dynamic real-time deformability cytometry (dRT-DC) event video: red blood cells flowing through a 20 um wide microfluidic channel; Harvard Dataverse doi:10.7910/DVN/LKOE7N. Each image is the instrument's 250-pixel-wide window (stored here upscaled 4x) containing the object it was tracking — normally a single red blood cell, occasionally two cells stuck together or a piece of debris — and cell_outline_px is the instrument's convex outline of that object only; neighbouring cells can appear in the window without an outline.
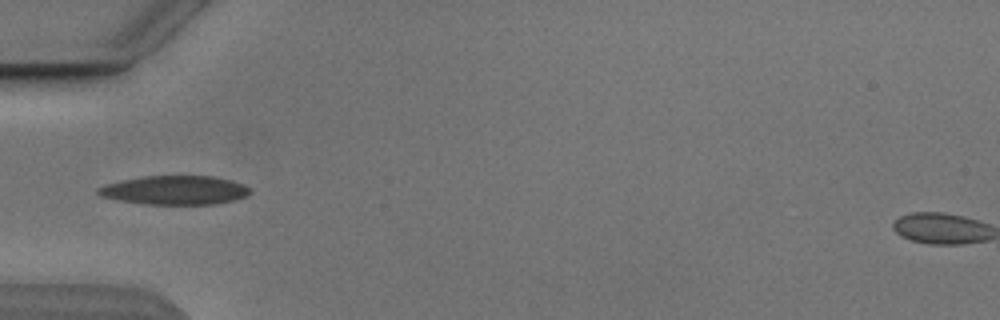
{"species": "Egyptian fruit bat (a non-hibernating species)", "species_latin": "Rousettus aegyptiacus", "temperature_condition": "cold", "stored_images_in_passage": 8, "camera_frame_rate_fps": 3000, "um_per_image_px": 0.085, "animal": {"sex": "male"}, "frame": {"image": 1, "passage_image": 5, "time_ms": 4.667, "image_size_px": [1000, 320], "cell_outline_px": [[252, 192], [248, 196], [216, 204], [144, 204], [120, 200], [100, 196], [96, 192], [96, 188], [104, 184], [144, 176], [212, 176], [232, 180], [244, 184], [252, 188]], "centroid_in_image_um": [14.89, 16.16], "position_along_channel_um": 70.1, "area_um2": 25.72}}
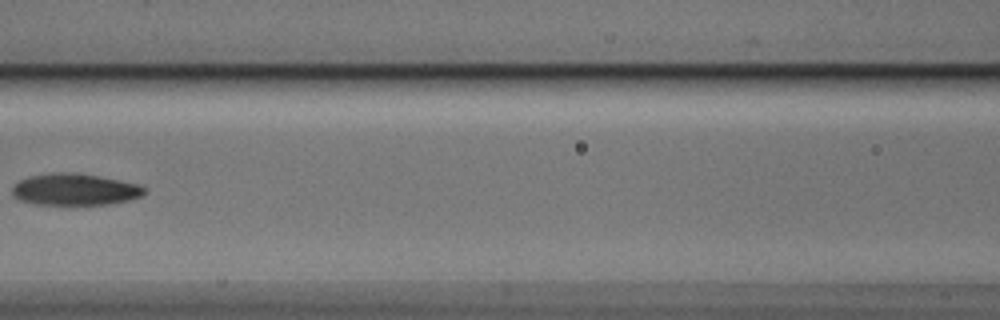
{"frame": {"image": 2, "passage_image": 7, "time_ms": 7.0, "image_size_px": [1000, 320], "cell_outline_px": [[148, 192], [132, 200], [108, 204], [36, 204], [20, 200], [12, 196], [12, 184], [28, 176], [52, 172], [72, 172], [96, 176], [140, 184]], "centroid_in_image_um": [6.34, 16.1], "position_along_channel_um": 160.3, "area_um2": 24.51}}
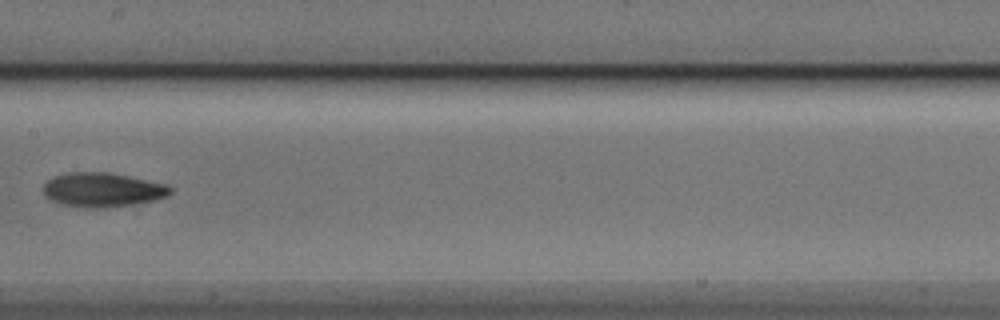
{"frame": {"image": 3, "passage_image": 8, "time_ms": 8.0, "image_size_px": [1000, 320], "cell_outline_px": [[172, 192], [168, 196], [152, 200], [104, 208], [84, 208], [60, 204], [44, 196], [44, 184], [48, 180], [56, 176], [68, 172], [112, 172], [168, 184], [172, 188]], "centroid_in_image_um": [8.72, 16.12], "position_along_channel_um": 198.7, "area_um2": 25.43}}